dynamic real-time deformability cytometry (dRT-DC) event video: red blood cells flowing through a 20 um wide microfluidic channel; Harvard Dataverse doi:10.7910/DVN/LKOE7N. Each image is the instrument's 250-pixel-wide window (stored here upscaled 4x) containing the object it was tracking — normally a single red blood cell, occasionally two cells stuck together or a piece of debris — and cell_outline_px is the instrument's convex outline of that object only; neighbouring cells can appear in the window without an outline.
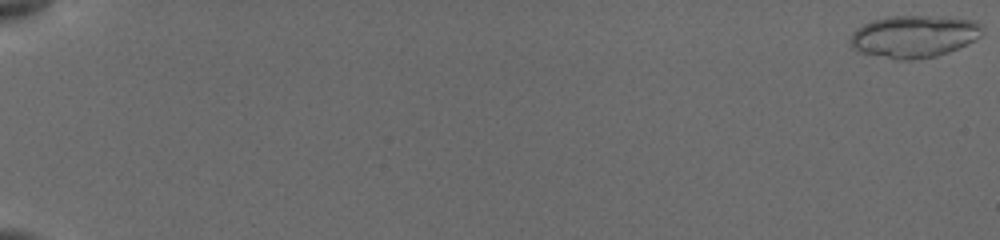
{"species": "common noctule bat (a hibernating species)", "species_latin": "Nyctalus noctula", "temperature_condition": "cold", "stored_images_in_passage": 14, "segment_of_instrument_passage": [1, 2], "camera_frame_rate_fps": 3000, "um_per_image_px": 0.085, "animal": {"sex": "female", "body_mass_g": 19.5, "forearm_length_mm": 54.1}, "frame": {"image": 1, "passage_image": 1, "time_ms": 0.0, "image_size_px": [1000, 240], "cell_outline_px": [[980, 36], [968, 44], [948, 52], [936, 56], [908, 60], [896, 60], [856, 52], [852, 48], [848, 40], [852, 32], [856, 28], [872, 20], [888, 16], [924, 16], [976, 20], [980, 24]], "centroid_in_image_um": [77.61, 3.11], "position_along_channel_um": 7.4, "area_um2": 32.6}}